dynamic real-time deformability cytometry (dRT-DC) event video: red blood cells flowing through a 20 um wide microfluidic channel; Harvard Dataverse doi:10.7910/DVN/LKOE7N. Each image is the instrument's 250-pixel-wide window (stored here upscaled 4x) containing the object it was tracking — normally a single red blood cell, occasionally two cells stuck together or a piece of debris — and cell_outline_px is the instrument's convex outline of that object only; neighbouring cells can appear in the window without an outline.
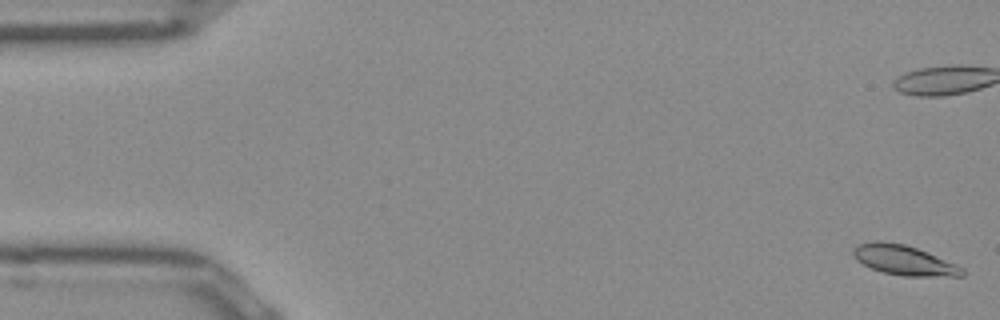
{"species": "Egyptian fruit bat (a non-hibernating species)", "species_latin": "Rousettus aegyptiacus", "temperature_condition": "room temperature", "stored_images_in_passage": 52, "camera_frame_rate_fps": 3000, "um_per_image_px": 0.085, "frame": {"image": 1, "passage_image": 1, "time_ms": 0.0, "image_size_px": [1000, 320], "cell_outline_px": [[964, 276], [904, 276], [884, 272], [872, 268], [864, 264], [852, 252], [852, 248], [856, 244], [872, 240], [880, 240], [904, 244], [916, 248], [956, 264], [964, 268]], "centroid_in_image_um": [76.83, 22.1], "position_along_channel_um": 8.2, "area_um2": 18.79}, "authors_computed_cell_mechanics": {"area_um2": 18.8428, "velocity_mm_per_s": 3.9323, "shape_relaxation_time_tau1_ms": 2.8894, "shape_relaxation_time_tau2_ms": 2.2942, "deformation_change_tau1": 0.127, "deformation_change_tau2": 0.0679}}